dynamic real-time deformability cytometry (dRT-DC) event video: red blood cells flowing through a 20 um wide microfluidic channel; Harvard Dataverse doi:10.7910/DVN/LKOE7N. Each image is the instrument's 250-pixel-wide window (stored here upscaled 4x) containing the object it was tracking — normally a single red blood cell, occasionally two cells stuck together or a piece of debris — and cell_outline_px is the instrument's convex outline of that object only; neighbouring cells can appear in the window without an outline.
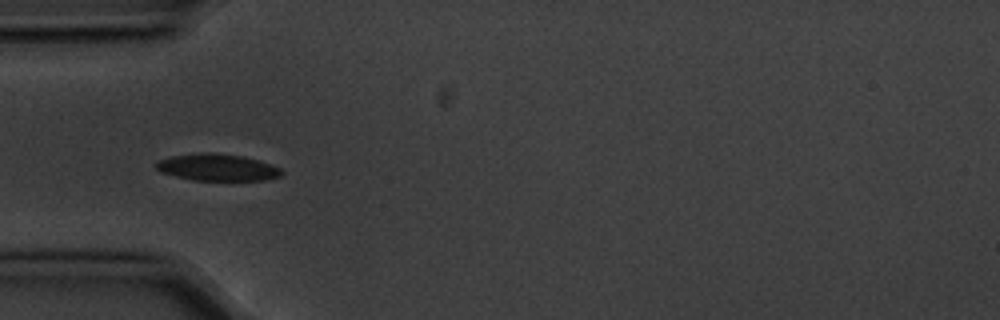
{"species": "common noctule bat (a hibernating species)", "species_latin": "Nyctalus noctula", "temperature_condition": "cold", "stored_images_in_passage": 7, "camera_frame_rate_fps": 3000, "um_per_image_px": 0.085, "animal": {"sex": "male", "body_mass_g": 20.1, "forearm_length_mm": 53.5}, "frame": {"image": 1, "passage_image": 3, "time_ms": 0.667, "image_size_px": [1000, 320], "cell_outline_px": [[284, 172], [280, 176], [264, 180], [192, 180], [160, 172], [156, 168], [156, 164], [160, 160], [172, 156], [200, 152], [212, 152], [240, 156], [260, 160], [280, 168]], "centroid_in_image_um": [18.48, 14.22], "position_along_channel_um": 66.5, "area_um2": 19.54}}
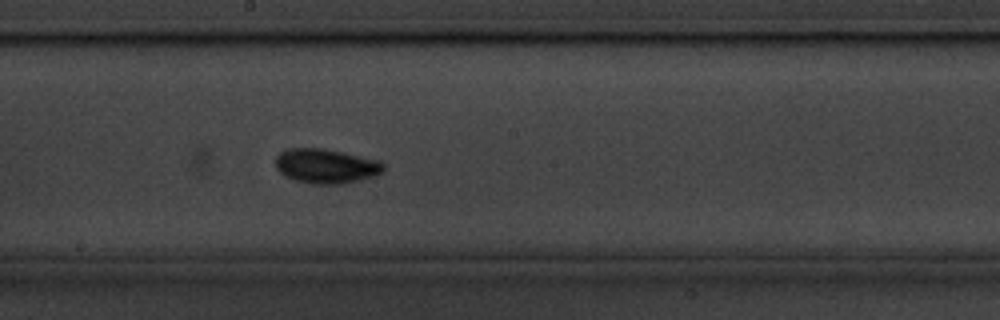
{"frame": {"image": 2, "passage_image": 7, "time_ms": 2.0, "image_size_px": [1000, 320], "cell_outline_px": [[384, 172], [372, 176], [340, 184], [308, 184], [284, 176], [276, 168], [276, 156], [280, 152], [288, 148], [324, 148], [344, 152], [376, 160], [384, 164]], "centroid_in_image_um": [27.66, 14.11], "position_along_channel_um": 220.5, "area_um2": 21.68}}